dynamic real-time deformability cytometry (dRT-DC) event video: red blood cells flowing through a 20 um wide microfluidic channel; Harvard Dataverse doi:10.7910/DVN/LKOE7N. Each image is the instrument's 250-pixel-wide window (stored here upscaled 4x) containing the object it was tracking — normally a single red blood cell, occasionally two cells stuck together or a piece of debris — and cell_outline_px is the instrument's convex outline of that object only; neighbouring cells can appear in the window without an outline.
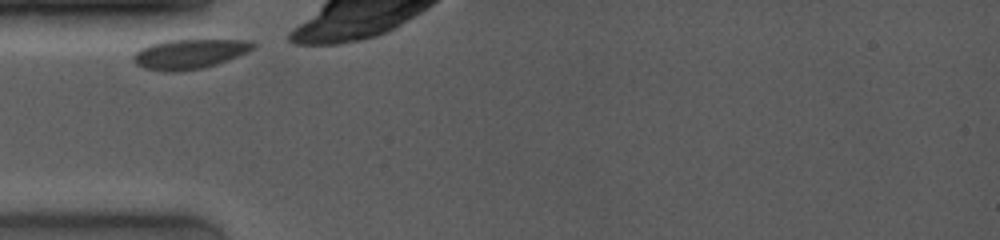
{"species": "common noctule bat (a hibernating species)", "species_latin": "Nyctalus noctula", "temperature_condition": "room temperature", "stored_images_in_passage": 34, "camera_frame_rate_fps": 4000, "um_per_image_px": 0.085, "animal": {"sex": "female", "body_mass_g": 19.0, "forearm_length_mm": 53.3}, "frame": {"image": 1, "passage_image": 1, "time_ms": 0.0, "image_size_px": [1000, 240], "cell_outline_px": [[256, 44], [248, 52], [228, 60], [204, 68], [176, 72], [164, 72], [144, 68], [136, 64], [132, 60], [132, 56], [140, 48], [152, 44], [168, 40], [252, 40]], "centroid_in_image_um": [16.09, 4.6], "position_along_channel_um": 68.9, "area_um2": 20.75}}